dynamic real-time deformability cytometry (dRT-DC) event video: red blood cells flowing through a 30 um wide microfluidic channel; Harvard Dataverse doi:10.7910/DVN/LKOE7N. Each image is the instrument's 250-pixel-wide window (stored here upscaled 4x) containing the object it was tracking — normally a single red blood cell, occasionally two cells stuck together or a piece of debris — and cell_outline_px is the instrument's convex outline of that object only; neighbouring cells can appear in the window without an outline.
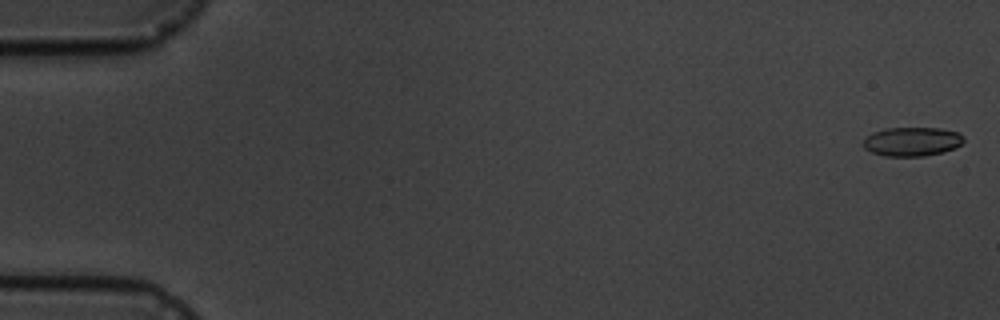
{"species": "common noctule bat (a hibernating species)", "species_latin": "Nyctalus noctula", "temperature_condition": "cold", "stored_images_in_passage": 6, "camera_frame_rate_fps": 3000, "um_per_image_px": 0.085, "animal": {"sex": "male", "body_mass_g": 19.5, "forearm_length_mm": 54.6}, "frame": {"image": 1, "passage_image": 1, "time_ms": 0.0, "image_size_px": [1000, 320], "cell_outline_px": [[964, 140], [956, 148], [944, 152], [924, 156], [884, 156], [872, 152], [864, 148], [860, 144], [864, 136], [872, 132], [884, 128], [940, 128], [960, 132], [964, 136]], "centroid_in_image_um": [77.49, 12.03], "position_along_channel_um": 7.5, "area_um2": 17.4}}
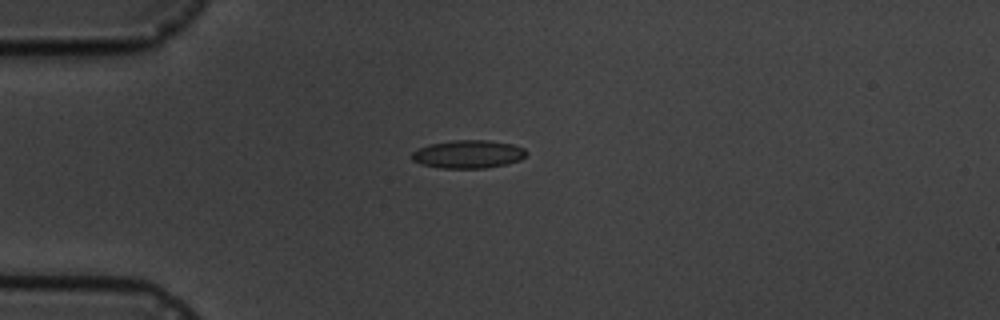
{"frame": {"image": 2, "passage_image": 5, "time_ms": 4.667, "image_size_px": [1000, 320], "cell_outline_px": [[528, 152], [520, 160], [508, 164], [484, 168], [440, 168], [420, 164], [412, 160], [412, 152], [416, 148], [428, 144], [452, 140], [488, 140], [512, 144], [524, 148]], "centroid_in_image_um": [39.77, 13.1], "position_along_channel_um": 45.2, "area_um2": 18.96}}